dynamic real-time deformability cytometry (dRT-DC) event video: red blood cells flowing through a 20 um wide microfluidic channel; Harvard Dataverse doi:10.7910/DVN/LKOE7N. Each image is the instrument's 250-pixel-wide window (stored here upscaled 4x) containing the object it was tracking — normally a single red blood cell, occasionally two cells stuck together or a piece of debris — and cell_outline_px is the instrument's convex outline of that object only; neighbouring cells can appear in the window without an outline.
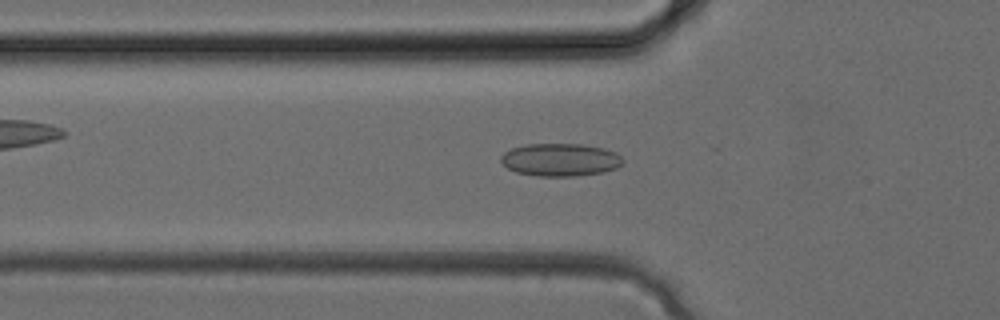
{"species": "common noctule bat (a hibernating species)", "species_latin": "Nyctalus noctula", "temperature_condition": "cold", "stored_images_in_passage": 33, "camera_frame_rate_fps": 3000, "um_per_image_px": 0.085, "animal": {"sex": "female", "body_mass_g": 24.6, "forearm_length_mm": 56.2}, "frame": {"image": 1, "passage_image": 11, "time_ms": 3.333, "image_size_px": [1000, 320], "cell_outline_px": [[624, 164], [616, 168], [604, 172], [576, 176], [540, 176], [516, 172], [508, 168], [500, 160], [500, 156], [504, 152], [512, 148], [524, 144], [580, 144], [604, 148], [616, 152], [624, 160]], "centroid_in_image_um": [47.65, 13.58], "position_along_channel_um": 78.2, "area_um2": 23.41}}
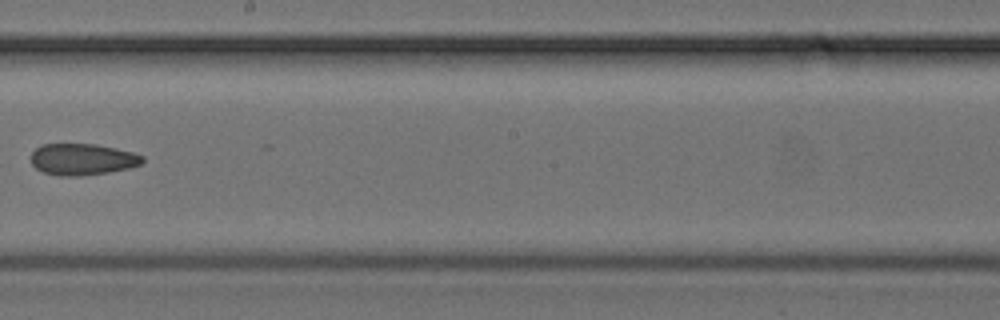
{"frame": {"image": 2, "passage_image": 19, "time_ms": 6.0, "image_size_px": [1000, 320], "cell_outline_px": [[144, 160], [140, 164], [128, 168], [108, 172], [80, 176], [60, 176], [44, 172], [36, 168], [32, 164], [32, 152], [40, 144], [96, 144], [116, 148], [132, 152], [144, 156]], "centroid_in_image_um": [7.0, 13.54], "position_along_channel_um": 241.2, "area_um2": 20.4}}
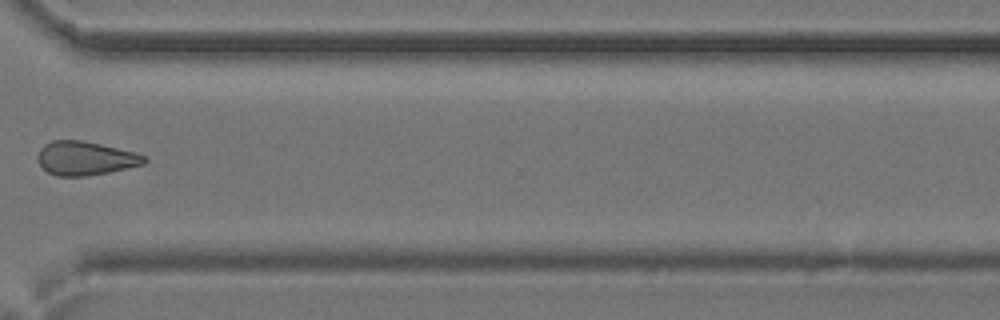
{"frame": {"image": 3, "passage_image": 25, "time_ms": 8.0, "image_size_px": [1000, 320], "cell_outline_px": [[148, 160], [144, 164], [108, 172], [84, 176], [56, 176], [48, 172], [40, 164], [36, 156], [40, 148], [44, 144], [52, 140], [84, 140], [132, 152], [144, 156]], "centroid_in_image_um": [7.2, 13.45], "position_along_channel_um": 363.4, "area_um2": 20.81}}